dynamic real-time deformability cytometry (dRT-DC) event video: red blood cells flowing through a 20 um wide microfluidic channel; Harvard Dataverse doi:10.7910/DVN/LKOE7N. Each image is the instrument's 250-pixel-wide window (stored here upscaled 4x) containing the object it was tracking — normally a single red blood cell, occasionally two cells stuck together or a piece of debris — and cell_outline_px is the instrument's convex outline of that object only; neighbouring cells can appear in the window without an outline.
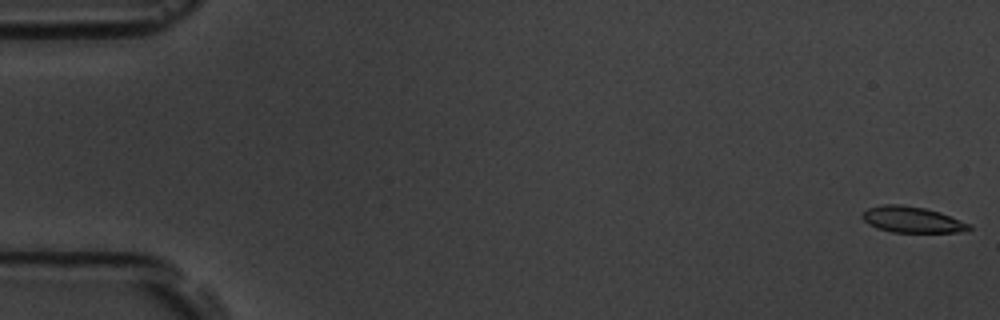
{"species": "common noctule bat (a hibernating species)", "species_latin": "Nyctalus noctula", "temperature_condition": "room temperature", "stored_images_in_passage": 15, "camera_frame_rate_fps": 3000, "um_per_image_px": 0.085, "animal": {"sex": "male", "body_mass_g": 19.5, "forearm_length_mm": 54.6}, "frame": {"image": 1, "passage_image": 1, "time_ms": 0.0, "image_size_px": [1000, 320], "cell_outline_px": [[972, 228], [960, 232], [892, 232], [876, 228], [868, 224], [860, 216], [868, 208], [884, 204], [900, 204], [924, 208], [940, 212], [972, 224]], "centroid_in_image_um": [77.53, 18.67], "position_along_channel_um": 7.5, "area_um2": 16.24}}
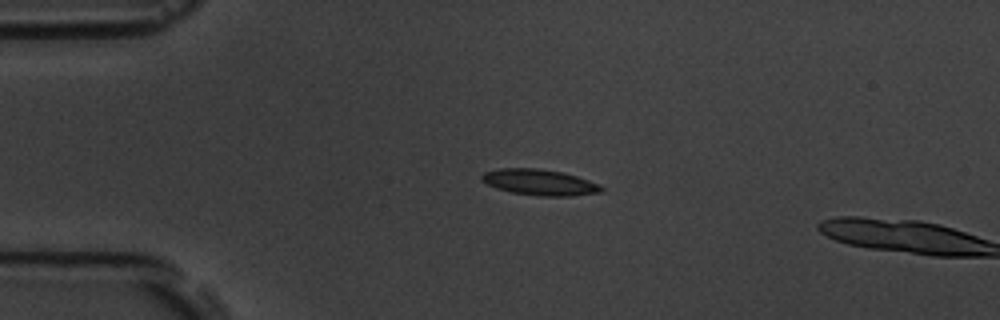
{"frame": {"image": 2, "passage_image": 13, "time_ms": 4.0, "image_size_px": [1000, 320], "cell_outline_px": [[604, 188], [600, 192], [572, 196], [540, 196], [512, 192], [496, 188], [480, 180], [480, 176], [484, 172], [500, 168], [536, 168], [564, 172], [588, 180]], "centroid_in_image_um": [45.82, 15.49], "position_along_channel_um": 39.2, "area_um2": 17.98}}